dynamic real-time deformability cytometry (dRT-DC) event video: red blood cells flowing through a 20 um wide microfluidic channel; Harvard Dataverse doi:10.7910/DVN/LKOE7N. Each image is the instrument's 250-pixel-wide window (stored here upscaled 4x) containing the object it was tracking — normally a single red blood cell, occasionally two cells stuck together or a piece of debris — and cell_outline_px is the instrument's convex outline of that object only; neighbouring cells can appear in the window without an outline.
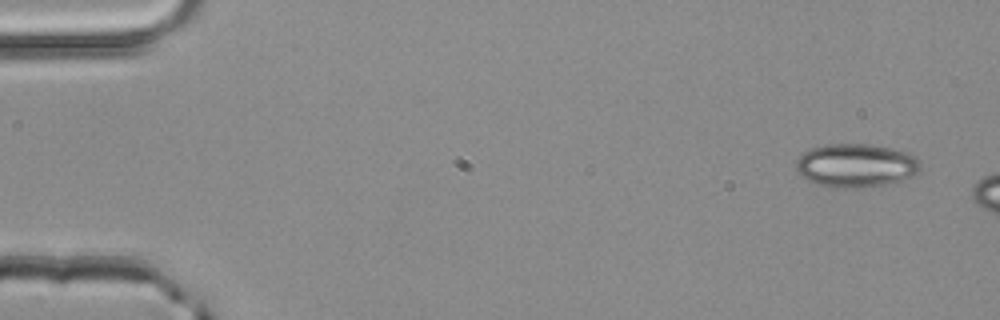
{"species": "common noctule bat (a hibernating species)", "species_latin": "Nyctalus noctula", "temperature_condition": "room temperature", "stored_images_in_passage": 3, "camera_frame_rate_fps": 3000, "um_per_image_px": 0.085, "animal": {"sex": "male", "body_mass_g": 20.4}, "frame": {"image": 1, "passage_image": 1, "time_ms": 0.0, "image_size_px": [1000, 320], "cell_outline_px": [[920, 172], [912, 176], [888, 184], [860, 188], [836, 188], [820, 184], [808, 180], [796, 168], [796, 160], [804, 152], [812, 148], [828, 144], [868, 144], [888, 148], [904, 152], [916, 156], [920, 160]], "centroid_in_image_um": [72.79, 14.07], "position_along_channel_um": 12.2, "area_um2": 31.33}}